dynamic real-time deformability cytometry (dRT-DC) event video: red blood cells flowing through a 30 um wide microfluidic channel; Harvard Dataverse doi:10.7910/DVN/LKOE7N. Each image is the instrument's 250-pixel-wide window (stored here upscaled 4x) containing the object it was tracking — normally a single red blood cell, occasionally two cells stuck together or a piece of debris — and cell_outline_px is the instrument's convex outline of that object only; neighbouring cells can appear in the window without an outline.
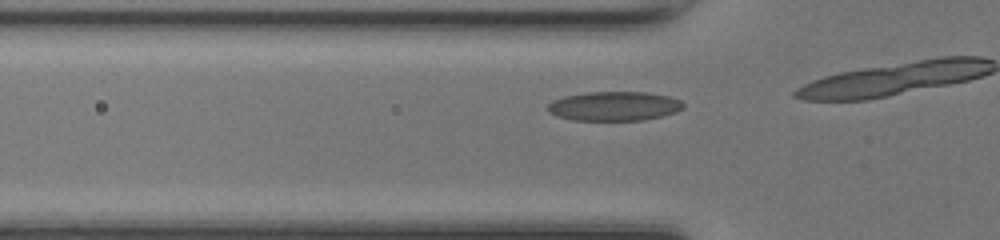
{"species": "common noctule bat (a hibernating species)", "species_latin": "Nyctalus noctula", "temperature_condition": "room temperature", "stored_images_in_passage": 9, "camera_frame_rate_fps": 3000, "um_per_image_px": 0.085, "animal": {"sex": "female", "body_mass_g": 17.0, "forearm_length_mm": 48.0}, "frame": {"image": 1, "passage_image": 7, "time_ms": 2.0, "image_size_px": [1000, 240], "cell_outline_px": [[684, 108], [676, 112], [644, 120], [572, 120], [556, 116], [548, 112], [548, 104], [564, 96], [588, 92], [644, 92], [668, 96], [680, 100], [684, 104]], "centroid_in_image_um": [52.21, 9.02], "position_along_channel_um": 73.6, "area_um2": 23.0}}